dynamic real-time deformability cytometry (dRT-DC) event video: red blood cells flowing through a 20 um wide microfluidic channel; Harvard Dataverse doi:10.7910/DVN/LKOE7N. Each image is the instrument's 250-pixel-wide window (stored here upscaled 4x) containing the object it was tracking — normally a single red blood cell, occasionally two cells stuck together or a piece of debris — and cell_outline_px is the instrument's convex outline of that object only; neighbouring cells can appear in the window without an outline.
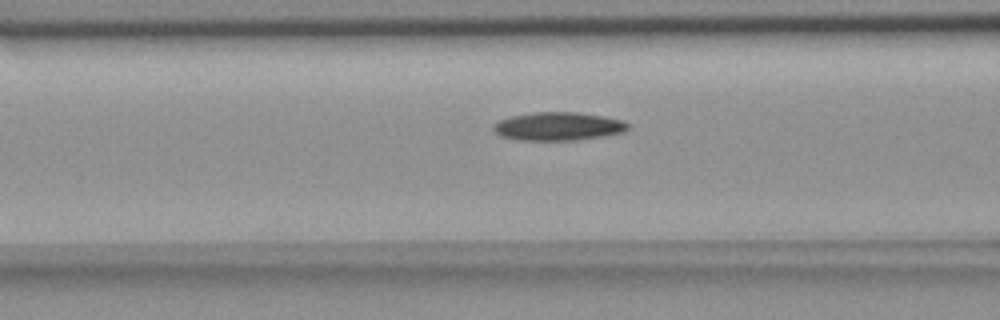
{"species": "common noctule bat (a hibernating species)", "species_latin": "Nyctalus noctula", "temperature_condition": "room temperature", "stored_images_in_passage": 21, "camera_frame_rate_fps": 3000, "um_per_image_px": 0.085, "animal": {"sex": "female", "body_mass_g": 18.4}, "frame": {"image": 1, "passage_image": 9, "time_ms": 2.667, "image_size_px": [1000, 320], "cell_outline_px": [[632, 128], [624, 132], [604, 136], [576, 140], [516, 140], [500, 136], [492, 128], [500, 120], [512, 116], [532, 112], [580, 112], [604, 116], [624, 120]], "centroid_in_image_um": [47.51, 10.74], "position_along_channel_um": 119.1, "area_um2": 22.37}}
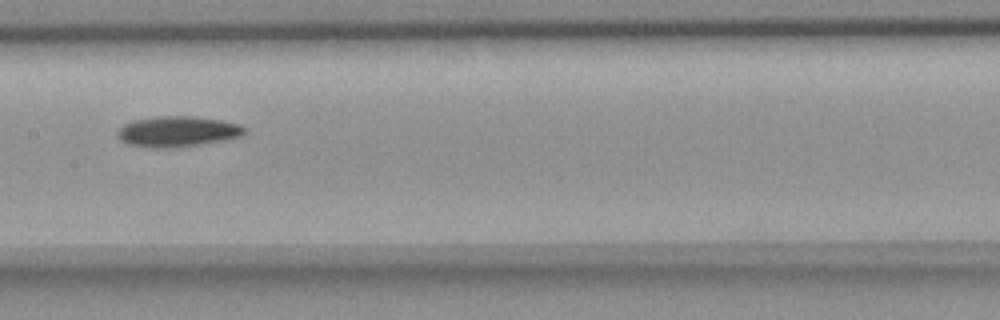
{"frame": {"image": 2, "passage_image": 15, "time_ms": 4.667, "image_size_px": [1000, 320], "cell_outline_px": [[244, 132], [240, 136], [224, 140], [176, 148], [152, 148], [132, 144], [120, 140], [116, 136], [116, 132], [124, 124], [132, 120], [160, 116], [192, 116], [220, 120], [240, 124], [244, 128]], "centroid_in_image_um": [15.05, 11.18], "position_along_channel_um": 192.3, "area_um2": 22.54}}
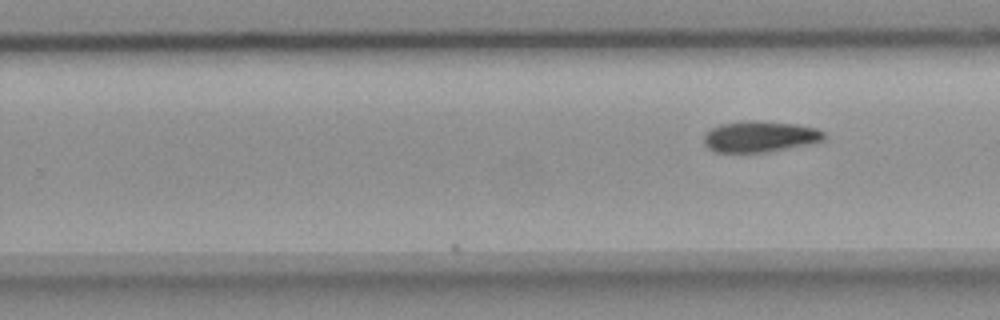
{"frame": {"image": 3, "passage_image": 21, "time_ms": 6.667, "image_size_px": [1000, 320], "cell_outline_px": [[828, 136], [824, 140], [812, 144], [772, 152], [716, 152], [708, 148], [704, 144], [704, 136], [712, 128], [720, 124], [744, 120], [752, 120], [796, 124], [816, 128], [824, 132]], "centroid_in_image_um": [64.65, 11.62], "position_along_channel_um": 265.2, "area_um2": 22.08}}